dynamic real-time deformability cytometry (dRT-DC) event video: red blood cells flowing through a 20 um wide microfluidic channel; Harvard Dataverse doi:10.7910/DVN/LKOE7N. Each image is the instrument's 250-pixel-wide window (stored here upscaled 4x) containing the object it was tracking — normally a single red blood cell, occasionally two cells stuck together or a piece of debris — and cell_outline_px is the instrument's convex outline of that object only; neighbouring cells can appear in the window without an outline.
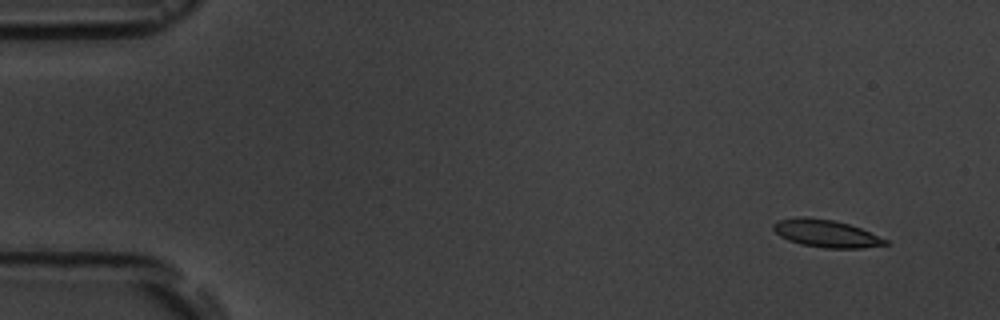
{"species": "common noctule bat (a hibernating species)", "species_latin": "Nyctalus noctula", "temperature_condition": "room temperature", "stored_images_in_passage": 5, "camera_frame_rate_fps": 3000, "um_per_image_px": 0.085, "animal": {"sex": "male", "body_mass_g": 19.5, "forearm_length_mm": 54.6}, "frame": {"image": 1, "passage_image": 2, "time_ms": 1.0, "image_size_px": [1000, 320], "cell_outline_px": [[888, 244], [864, 248], [824, 248], [800, 244], [788, 240], [780, 236], [772, 228], [772, 224], [776, 220], [796, 216], [804, 216], [832, 220], [848, 224], [860, 228], [888, 240]], "centroid_in_image_um": [70.16, 19.84], "position_along_channel_um": 14.8, "area_um2": 18.03}}
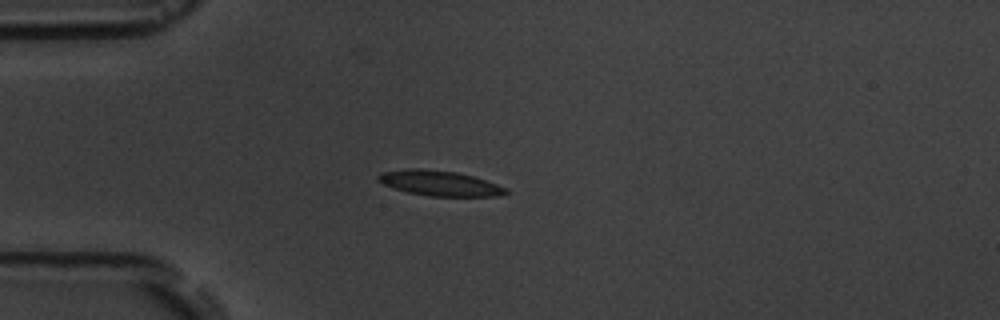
{"frame": {"image": 2, "passage_image": 5, "time_ms": 4.667, "image_size_px": [1000, 320], "cell_outline_px": [[508, 192], [496, 196], [428, 196], [408, 192], [392, 188], [376, 180], [376, 176], [380, 172], [408, 168], [420, 168], [456, 172], [472, 176], [508, 188]], "centroid_in_image_um": [37.3, 15.56], "position_along_channel_um": 47.7, "area_um2": 18.73}}